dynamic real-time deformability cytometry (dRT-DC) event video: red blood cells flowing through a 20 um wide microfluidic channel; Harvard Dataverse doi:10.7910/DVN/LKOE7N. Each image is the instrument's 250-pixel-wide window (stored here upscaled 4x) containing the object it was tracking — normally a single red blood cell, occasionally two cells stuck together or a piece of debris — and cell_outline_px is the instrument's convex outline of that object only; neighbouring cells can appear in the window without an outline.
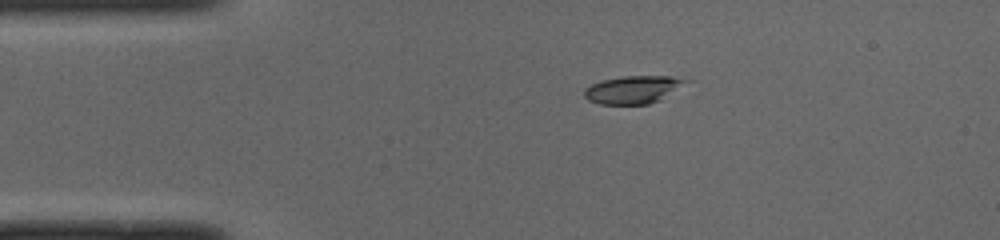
{"species": "common noctule bat (a hibernating species)", "species_latin": "Nyctalus noctula", "temperature_condition": "cold", "stored_images_in_passage": 41, "camera_frame_rate_fps": 3000, "um_per_image_px": 0.085, "animal": {"sex": "male", "body_mass_g": 19.0, "forearm_length_mm": 50.8}, "frame": {"image": 1, "passage_image": 1, "time_ms": 0.0, "image_size_px": [1000, 240], "cell_outline_px": [[696, 80], [660, 100], [648, 104], [600, 104], [588, 100], [584, 96], [584, 88], [600, 80], [624, 76], [672, 76]], "centroid_in_image_um": [53.9, 7.6], "position_along_channel_um": 31.1, "area_um2": 16.88}}
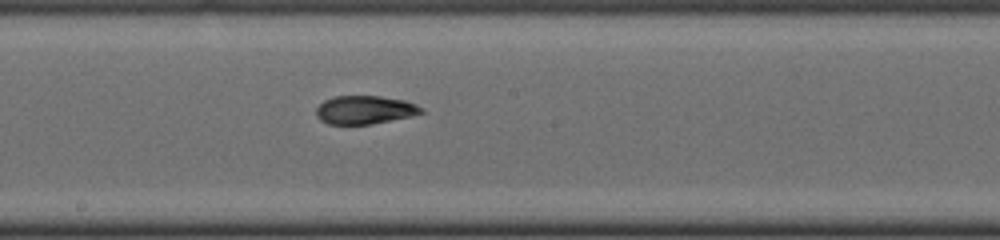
{"frame": {"image": 2, "passage_image": 18, "time_ms": 5.667, "image_size_px": [1000, 240], "cell_outline_px": [[424, 112], [412, 116], [372, 124], [328, 124], [320, 120], [316, 116], [316, 108], [324, 100], [336, 96], [380, 96], [404, 100], [416, 104], [424, 108]], "centroid_in_image_um": [31.02, 9.34], "position_along_channel_um": 217.2, "area_um2": 17.46}}
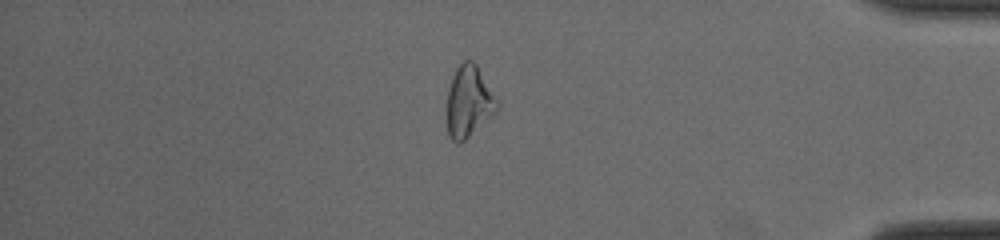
{"frame": {"image": 3, "passage_image": 34, "time_ms": 11.0, "image_size_px": [1000, 240], "cell_outline_px": [[496, 112], [460, 144], [456, 144], [452, 140], [448, 132], [448, 88], [452, 76], [456, 68], [464, 60], [472, 60], [476, 64], [496, 100]], "centroid_in_image_um": [39.81, 8.64], "position_along_channel_um": 395.4, "area_um2": 20.23}, "authors_computed_cell_mechanics": {"area_um2": 17.9758, "velocity_mm_per_s": 3.9988, "shape_relaxation_time_tau1_ms": 6.8193, "shape_relaxation_time_tau2_ms": 1.8181, "deformation_change_tau1": 0.1911, "deformation_change_tau2": 0.0675}}